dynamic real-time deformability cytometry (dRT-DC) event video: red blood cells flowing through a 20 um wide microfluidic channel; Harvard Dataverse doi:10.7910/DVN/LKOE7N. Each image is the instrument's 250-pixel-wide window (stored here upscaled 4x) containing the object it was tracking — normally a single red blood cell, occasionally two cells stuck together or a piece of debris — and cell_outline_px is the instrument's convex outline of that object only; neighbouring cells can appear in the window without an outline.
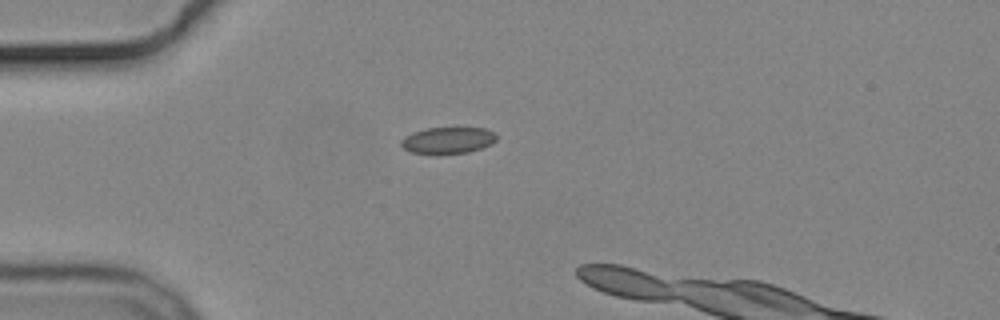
{"species": "common noctule bat (a hibernating species)", "species_latin": "Nyctalus noctula", "temperature_condition": "cold", "stored_images_in_passage": 6, "segment_of_instrument_passage": [2, 2], "camera_frame_rate_fps": 3000, "um_per_image_px": 0.085, "animal": {"sex": "male", "body_mass_g": 19.2, "forearm_length_mm": 51.8}, "frame": {"image": 1, "passage_image": 6, "time_ms": 7.0, "image_size_px": [1000, 320], "cell_outline_px": [[496, 140], [492, 144], [468, 152], [412, 152], [404, 148], [400, 144], [400, 140], [412, 132], [424, 128], [488, 128], [496, 132]], "centroid_in_image_um": [38.11, 11.88], "position_along_channel_um": 46.9, "area_um2": 14.39}}